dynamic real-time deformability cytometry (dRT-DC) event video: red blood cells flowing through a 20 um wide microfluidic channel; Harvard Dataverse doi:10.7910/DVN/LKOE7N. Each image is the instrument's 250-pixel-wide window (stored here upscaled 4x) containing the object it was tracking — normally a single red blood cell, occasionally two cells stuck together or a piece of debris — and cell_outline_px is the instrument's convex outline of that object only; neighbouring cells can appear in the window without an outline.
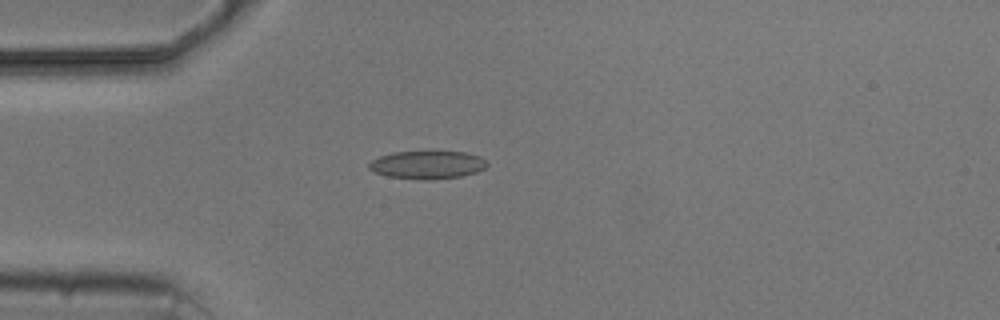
{"species": "common noctule bat (a hibernating species)", "species_latin": "Nyctalus noctula", "temperature_condition": "cold", "stored_images_in_passage": 4, "camera_frame_rate_fps": 3000, "um_per_image_px": 0.085, "animal": {"sex": "male", "body_mass_g": 20.5, "forearm_length_mm": 52.5}, "frame": {"image": 1, "passage_image": 3, "time_ms": 3.333, "image_size_px": [1000, 320], "cell_outline_px": [[488, 164], [484, 168], [476, 172], [460, 176], [432, 180], [424, 180], [388, 176], [376, 172], [368, 168], [368, 164], [372, 160], [380, 156], [392, 152], [464, 152], [480, 156]], "centroid_in_image_um": [36.32, 14.01], "position_along_channel_um": 48.7, "area_um2": 19.07}}